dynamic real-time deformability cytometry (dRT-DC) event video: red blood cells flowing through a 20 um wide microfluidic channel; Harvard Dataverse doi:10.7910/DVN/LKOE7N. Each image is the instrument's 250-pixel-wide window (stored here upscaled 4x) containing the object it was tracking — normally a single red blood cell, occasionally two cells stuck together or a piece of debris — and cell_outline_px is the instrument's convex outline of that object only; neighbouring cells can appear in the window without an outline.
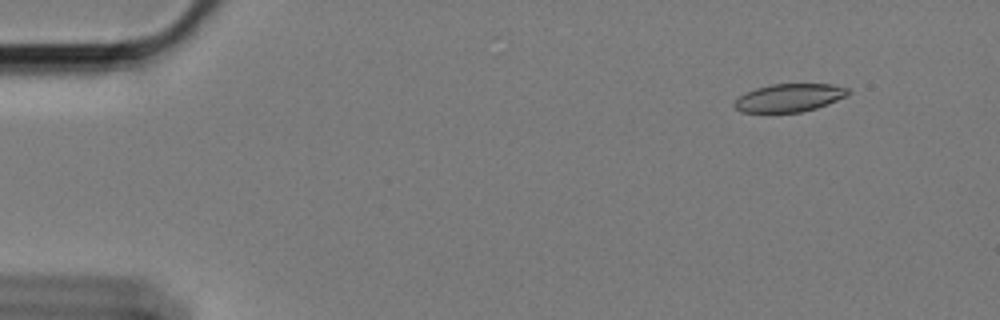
{"species": "Egyptian fruit bat (a non-hibernating species)", "species_latin": "Rousettus aegyptiacus", "temperature_condition": "cold", "stored_images_in_passage": 14, "camera_frame_rate_fps": 3000, "um_per_image_px": 0.085, "animal": {"sex": "female"}, "frame": {"image": 1, "passage_image": 6, "time_ms": 1.667, "image_size_px": [1000, 320], "cell_outline_px": [[852, 92], [848, 96], [816, 108], [800, 112], [740, 112], [732, 104], [740, 96], [756, 88], [772, 84], [832, 84], [848, 88]], "centroid_in_image_um": [67.13, 8.3], "position_along_channel_um": 17.9, "area_um2": 18.5}}